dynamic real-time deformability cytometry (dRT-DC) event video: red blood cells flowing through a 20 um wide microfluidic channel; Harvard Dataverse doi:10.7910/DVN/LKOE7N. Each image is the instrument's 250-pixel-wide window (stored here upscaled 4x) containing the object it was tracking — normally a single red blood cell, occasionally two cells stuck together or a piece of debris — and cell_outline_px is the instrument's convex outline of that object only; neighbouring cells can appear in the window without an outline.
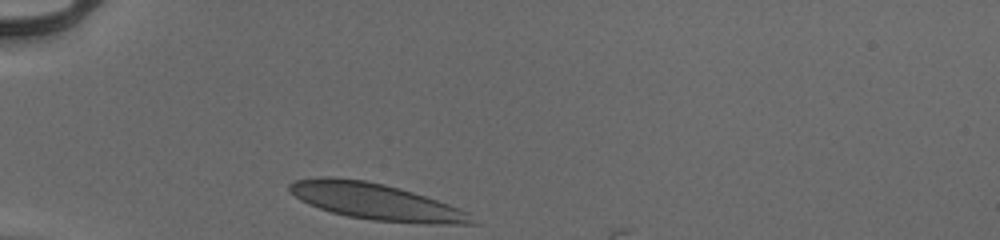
{"species": "human", "species_latin": "Homo sapiens", "temperature_condition": "cold", "stored_images_in_passage": 6, "camera_frame_rate_fps": 3000, "um_per_image_px": 0.085, "donor": {"sex": "male"}, "frame": {"image": 1, "passage_image": 1, "time_ms": 0.0, "image_size_px": [1000, 240], "cell_outline_px": [[480, 224], [424, 224], [372, 220], [348, 216], [332, 212], [308, 204], [300, 200], [288, 192], [288, 184], [296, 180], [320, 176], [328, 176], [364, 180], [384, 184], [412, 192], [460, 208], [468, 212]], "centroid_in_image_um": [31.94, 17.14], "position_along_channel_um": 53.1, "area_um2": 38.73}}